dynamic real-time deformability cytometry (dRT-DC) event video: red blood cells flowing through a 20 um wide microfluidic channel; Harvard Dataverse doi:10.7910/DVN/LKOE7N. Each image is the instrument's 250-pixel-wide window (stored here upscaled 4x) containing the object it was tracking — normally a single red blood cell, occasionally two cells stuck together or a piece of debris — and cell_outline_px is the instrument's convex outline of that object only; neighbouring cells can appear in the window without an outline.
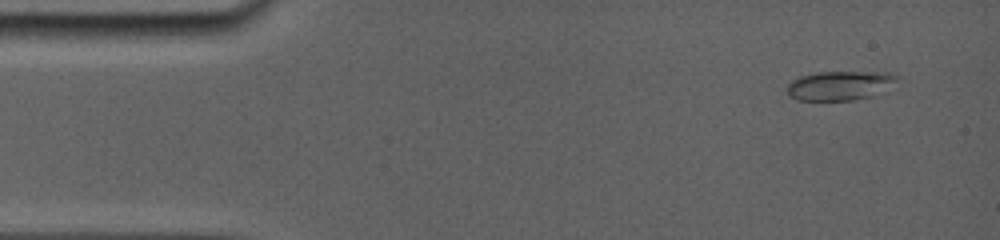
{"species": "common noctule bat (a hibernating species)", "species_latin": "Nyctalus noctula", "temperature_condition": "room temperature", "stored_images_in_passage": 4, "camera_frame_rate_fps": 5000, "um_per_image_px": 0.085, "animal": {"sex": "female", "body_mass_g": 19.0, "forearm_length_mm": 56.7}, "frame": {"image": 1, "passage_image": 1, "time_ms": 0.0, "image_size_px": [1000, 240], "cell_outline_px": [[896, 80], [888, 92], [852, 100], [796, 100], [788, 96], [784, 88], [792, 80], [800, 76], [816, 72], [888, 72], [896, 76]], "centroid_in_image_um": [71.36, 7.28], "position_along_channel_um": 13.6, "area_um2": 19.07}}
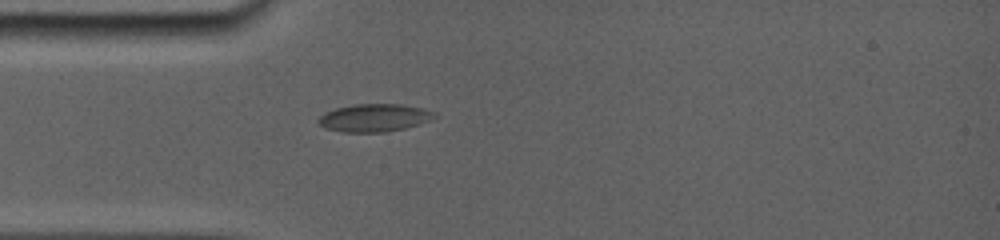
{"frame": {"image": 2, "passage_image": 4, "time_ms": 3.4, "image_size_px": [1000, 240], "cell_outline_px": [[436, 116], [428, 120], [404, 128], [376, 132], [344, 132], [328, 128], [320, 124], [320, 116], [324, 112], [336, 108], [356, 104], [400, 104], [424, 108], [436, 112]], "centroid_in_image_um": [31.83, 9.99], "position_along_channel_um": 53.2, "area_um2": 18.32}}